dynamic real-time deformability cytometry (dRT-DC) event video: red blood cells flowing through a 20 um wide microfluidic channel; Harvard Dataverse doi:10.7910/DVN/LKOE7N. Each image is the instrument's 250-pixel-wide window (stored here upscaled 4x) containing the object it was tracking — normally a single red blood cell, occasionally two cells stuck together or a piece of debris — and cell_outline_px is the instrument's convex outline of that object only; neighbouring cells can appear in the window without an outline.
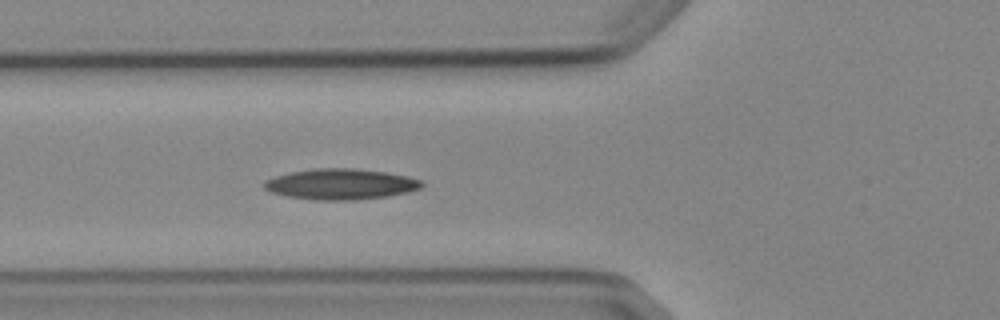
{"species": "Egyptian fruit bat (a non-hibernating species)", "species_latin": "Rousettus aegyptiacus", "temperature_condition": "cold", "stored_images_in_passage": 4, "camera_frame_rate_fps": 3000, "um_per_image_px": 0.085, "animal": {"sex": "female"}, "frame": {"image": 1, "passage_image": 4, "time_ms": 4.333, "image_size_px": [1000, 320], "cell_outline_px": [[424, 184], [420, 188], [408, 192], [388, 196], [352, 200], [312, 200], [288, 196], [272, 192], [264, 188], [264, 180], [288, 172], [316, 168], [352, 168], [384, 172], [408, 176], [424, 180]], "centroid_in_image_um": [28.97, 15.65], "position_along_channel_um": 96.8, "area_um2": 28.26}}